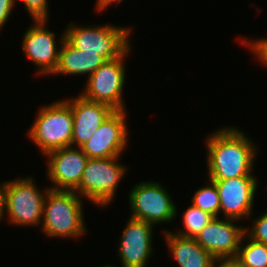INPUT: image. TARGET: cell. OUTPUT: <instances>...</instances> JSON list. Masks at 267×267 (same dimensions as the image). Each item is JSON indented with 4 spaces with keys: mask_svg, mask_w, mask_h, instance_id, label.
Returning <instances> with one entry per match:
<instances>
[{
    "mask_svg": "<svg viewBox=\"0 0 267 267\" xmlns=\"http://www.w3.org/2000/svg\"><path fill=\"white\" fill-rule=\"evenodd\" d=\"M75 191L52 190L43 207L42 231L49 237L77 238L85 234L83 206Z\"/></svg>",
    "mask_w": 267,
    "mask_h": 267,
    "instance_id": "obj_2",
    "label": "cell"
},
{
    "mask_svg": "<svg viewBox=\"0 0 267 267\" xmlns=\"http://www.w3.org/2000/svg\"><path fill=\"white\" fill-rule=\"evenodd\" d=\"M121 1L122 0H97L95 9H97V11L100 12L109 7V5L112 4V2L113 3L116 2V4H119Z\"/></svg>",
    "mask_w": 267,
    "mask_h": 267,
    "instance_id": "obj_26",
    "label": "cell"
},
{
    "mask_svg": "<svg viewBox=\"0 0 267 267\" xmlns=\"http://www.w3.org/2000/svg\"><path fill=\"white\" fill-rule=\"evenodd\" d=\"M165 240L179 267H211L214 257L195 238L164 230Z\"/></svg>",
    "mask_w": 267,
    "mask_h": 267,
    "instance_id": "obj_17",
    "label": "cell"
},
{
    "mask_svg": "<svg viewBox=\"0 0 267 267\" xmlns=\"http://www.w3.org/2000/svg\"><path fill=\"white\" fill-rule=\"evenodd\" d=\"M131 29L113 25H94L82 27L68 25L65 39L75 48L85 52L98 53L107 61L122 56L131 46L129 40Z\"/></svg>",
    "mask_w": 267,
    "mask_h": 267,
    "instance_id": "obj_4",
    "label": "cell"
},
{
    "mask_svg": "<svg viewBox=\"0 0 267 267\" xmlns=\"http://www.w3.org/2000/svg\"><path fill=\"white\" fill-rule=\"evenodd\" d=\"M102 267H113L112 265H105V266H102Z\"/></svg>",
    "mask_w": 267,
    "mask_h": 267,
    "instance_id": "obj_28",
    "label": "cell"
},
{
    "mask_svg": "<svg viewBox=\"0 0 267 267\" xmlns=\"http://www.w3.org/2000/svg\"><path fill=\"white\" fill-rule=\"evenodd\" d=\"M131 218L157 225L172 222L177 207L168 191L159 182L147 181L136 184L129 192Z\"/></svg>",
    "mask_w": 267,
    "mask_h": 267,
    "instance_id": "obj_8",
    "label": "cell"
},
{
    "mask_svg": "<svg viewBox=\"0 0 267 267\" xmlns=\"http://www.w3.org/2000/svg\"><path fill=\"white\" fill-rule=\"evenodd\" d=\"M242 44H247V48L251 49L252 52L258 57L259 61L267 67V38L258 40H245L243 39Z\"/></svg>",
    "mask_w": 267,
    "mask_h": 267,
    "instance_id": "obj_23",
    "label": "cell"
},
{
    "mask_svg": "<svg viewBox=\"0 0 267 267\" xmlns=\"http://www.w3.org/2000/svg\"><path fill=\"white\" fill-rule=\"evenodd\" d=\"M119 158H89L79 186L74 191L98 206L109 205L118 183L127 172L126 166L118 163Z\"/></svg>",
    "mask_w": 267,
    "mask_h": 267,
    "instance_id": "obj_6",
    "label": "cell"
},
{
    "mask_svg": "<svg viewBox=\"0 0 267 267\" xmlns=\"http://www.w3.org/2000/svg\"><path fill=\"white\" fill-rule=\"evenodd\" d=\"M153 228L150 223L130 217L119 239L122 267H146L153 252Z\"/></svg>",
    "mask_w": 267,
    "mask_h": 267,
    "instance_id": "obj_14",
    "label": "cell"
},
{
    "mask_svg": "<svg viewBox=\"0 0 267 267\" xmlns=\"http://www.w3.org/2000/svg\"><path fill=\"white\" fill-rule=\"evenodd\" d=\"M47 174L54 183L52 190L74 191L81 181L89 157L80 147H64L46 154Z\"/></svg>",
    "mask_w": 267,
    "mask_h": 267,
    "instance_id": "obj_13",
    "label": "cell"
},
{
    "mask_svg": "<svg viewBox=\"0 0 267 267\" xmlns=\"http://www.w3.org/2000/svg\"><path fill=\"white\" fill-rule=\"evenodd\" d=\"M4 182L0 184V220L4 217Z\"/></svg>",
    "mask_w": 267,
    "mask_h": 267,
    "instance_id": "obj_27",
    "label": "cell"
},
{
    "mask_svg": "<svg viewBox=\"0 0 267 267\" xmlns=\"http://www.w3.org/2000/svg\"><path fill=\"white\" fill-rule=\"evenodd\" d=\"M209 180L254 176L257 148L251 138L234 127H224L206 139Z\"/></svg>",
    "mask_w": 267,
    "mask_h": 267,
    "instance_id": "obj_1",
    "label": "cell"
},
{
    "mask_svg": "<svg viewBox=\"0 0 267 267\" xmlns=\"http://www.w3.org/2000/svg\"><path fill=\"white\" fill-rule=\"evenodd\" d=\"M220 197V212L224 218L241 220L252 214L257 177L239 176L232 179L211 180Z\"/></svg>",
    "mask_w": 267,
    "mask_h": 267,
    "instance_id": "obj_11",
    "label": "cell"
},
{
    "mask_svg": "<svg viewBox=\"0 0 267 267\" xmlns=\"http://www.w3.org/2000/svg\"><path fill=\"white\" fill-rule=\"evenodd\" d=\"M17 1V0H16ZM15 0H0V31L12 14Z\"/></svg>",
    "mask_w": 267,
    "mask_h": 267,
    "instance_id": "obj_24",
    "label": "cell"
},
{
    "mask_svg": "<svg viewBox=\"0 0 267 267\" xmlns=\"http://www.w3.org/2000/svg\"><path fill=\"white\" fill-rule=\"evenodd\" d=\"M246 227L245 234L252 240L267 245V212L255 218L252 228Z\"/></svg>",
    "mask_w": 267,
    "mask_h": 267,
    "instance_id": "obj_21",
    "label": "cell"
},
{
    "mask_svg": "<svg viewBox=\"0 0 267 267\" xmlns=\"http://www.w3.org/2000/svg\"><path fill=\"white\" fill-rule=\"evenodd\" d=\"M46 23L47 20H34L22 38L23 53L38 67L37 75H54L59 63L56 35L46 29Z\"/></svg>",
    "mask_w": 267,
    "mask_h": 267,
    "instance_id": "obj_12",
    "label": "cell"
},
{
    "mask_svg": "<svg viewBox=\"0 0 267 267\" xmlns=\"http://www.w3.org/2000/svg\"><path fill=\"white\" fill-rule=\"evenodd\" d=\"M131 49L116 59L106 61L93 72L80 95L89 101L108 104L114 110H126L122 96L126 80L124 58Z\"/></svg>",
    "mask_w": 267,
    "mask_h": 267,
    "instance_id": "obj_7",
    "label": "cell"
},
{
    "mask_svg": "<svg viewBox=\"0 0 267 267\" xmlns=\"http://www.w3.org/2000/svg\"><path fill=\"white\" fill-rule=\"evenodd\" d=\"M73 114L66 100L42 106L28 130L29 139L46 155L57 149L72 146Z\"/></svg>",
    "mask_w": 267,
    "mask_h": 267,
    "instance_id": "obj_3",
    "label": "cell"
},
{
    "mask_svg": "<svg viewBox=\"0 0 267 267\" xmlns=\"http://www.w3.org/2000/svg\"><path fill=\"white\" fill-rule=\"evenodd\" d=\"M185 230L176 231L175 234L195 238L201 230L213 219V216L191 204L183 214Z\"/></svg>",
    "mask_w": 267,
    "mask_h": 267,
    "instance_id": "obj_19",
    "label": "cell"
},
{
    "mask_svg": "<svg viewBox=\"0 0 267 267\" xmlns=\"http://www.w3.org/2000/svg\"><path fill=\"white\" fill-rule=\"evenodd\" d=\"M66 101L70 104L73 114V147H81L87 142L115 111L108 104L89 101L81 95Z\"/></svg>",
    "mask_w": 267,
    "mask_h": 267,
    "instance_id": "obj_15",
    "label": "cell"
},
{
    "mask_svg": "<svg viewBox=\"0 0 267 267\" xmlns=\"http://www.w3.org/2000/svg\"><path fill=\"white\" fill-rule=\"evenodd\" d=\"M244 238L249 239L243 247L240 246L236 258L243 267H267V245L259 243L246 234Z\"/></svg>",
    "mask_w": 267,
    "mask_h": 267,
    "instance_id": "obj_18",
    "label": "cell"
},
{
    "mask_svg": "<svg viewBox=\"0 0 267 267\" xmlns=\"http://www.w3.org/2000/svg\"><path fill=\"white\" fill-rule=\"evenodd\" d=\"M60 38L59 63L54 74L88 75L95 72L107 60L98 53L85 52L72 46L66 39L65 33Z\"/></svg>",
    "mask_w": 267,
    "mask_h": 267,
    "instance_id": "obj_16",
    "label": "cell"
},
{
    "mask_svg": "<svg viewBox=\"0 0 267 267\" xmlns=\"http://www.w3.org/2000/svg\"><path fill=\"white\" fill-rule=\"evenodd\" d=\"M22 1L28 10L32 20L48 21V1L47 0H18Z\"/></svg>",
    "mask_w": 267,
    "mask_h": 267,
    "instance_id": "obj_22",
    "label": "cell"
},
{
    "mask_svg": "<svg viewBox=\"0 0 267 267\" xmlns=\"http://www.w3.org/2000/svg\"><path fill=\"white\" fill-rule=\"evenodd\" d=\"M235 221L239 220L213 217L195 237L197 243L214 258L236 257L245 240L246 227L234 224Z\"/></svg>",
    "mask_w": 267,
    "mask_h": 267,
    "instance_id": "obj_10",
    "label": "cell"
},
{
    "mask_svg": "<svg viewBox=\"0 0 267 267\" xmlns=\"http://www.w3.org/2000/svg\"><path fill=\"white\" fill-rule=\"evenodd\" d=\"M126 110H115L80 148L93 159L119 157L128 142Z\"/></svg>",
    "mask_w": 267,
    "mask_h": 267,
    "instance_id": "obj_9",
    "label": "cell"
},
{
    "mask_svg": "<svg viewBox=\"0 0 267 267\" xmlns=\"http://www.w3.org/2000/svg\"><path fill=\"white\" fill-rule=\"evenodd\" d=\"M50 189L39 191L32 177L5 181L4 213L6 212L8 221L19 226H39L43 217L44 201Z\"/></svg>",
    "mask_w": 267,
    "mask_h": 267,
    "instance_id": "obj_5",
    "label": "cell"
},
{
    "mask_svg": "<svg viewBox=\"0 0 267 267\" xmlns=\"http://www.w3.org/2000/svg\"><path fill=\"white\" fill-rule=\"evenodd\" d=\"M209 182L208 186L196 190L191 203L213 217H218L220 213V197L215 183L211 180Z\"/></svg>",
    "mask_w": 267,
    "mask_h": 267,
    "instance_id": "obj_20",
    "label": "cell"
},
{
    "mask_svg": "<svg viewBox=\"0 0 267 267\" xmlns=\"http://www.w3.org/2000/svg\"><path fill=\"white\" fill-rule=\"evenodd\" d=\"M211 267H243L236 257L214 258Z\"/></svg>",
    "mask_w": 267,
    "mask_h": 267,
    "instance_id": "obj_25",
    "label": "cell"
}]
</instances>
